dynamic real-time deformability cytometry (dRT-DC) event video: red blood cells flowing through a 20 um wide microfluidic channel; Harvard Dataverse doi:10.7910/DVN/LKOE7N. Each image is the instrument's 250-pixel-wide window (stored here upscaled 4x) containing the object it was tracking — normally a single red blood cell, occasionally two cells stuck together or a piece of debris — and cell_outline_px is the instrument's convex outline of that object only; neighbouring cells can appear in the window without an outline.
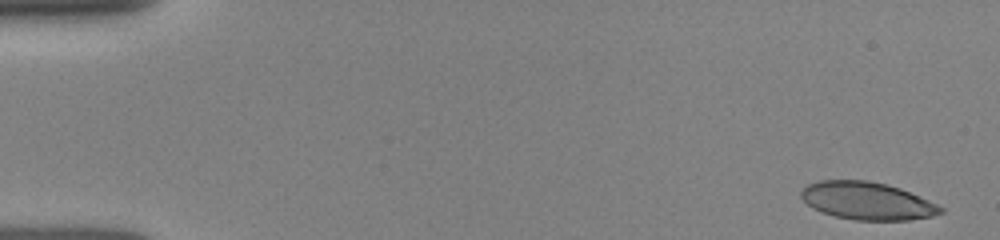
{"species": "human", "species_latin": "Homo sapiens", "temperature_condition": "room temperature", "stored_images_in_passage": 16, "camera_frame_rate_fps": 3000, "um_per_image_px": 0.085, "donor": {"sex": "female"}, "frame": {"image": 1, "passage_image": 1, "time_ms": 0.0, "image_size_px": [1000, 240], "cell_outline_px": [[944, 212], [932, 216], [908, 220], [856, 220], [836, 216], [820, 212], [812, 208], [800, 196], [800, 192], [808, 184], [820, 180], [868, 180], [888, 184], [900, 188], [928, 200], [944, 208]], "centroid_in_image_um": [73.7, 17.07], "position_along_channel_um": 11.3, "area_um2": 30.58}}
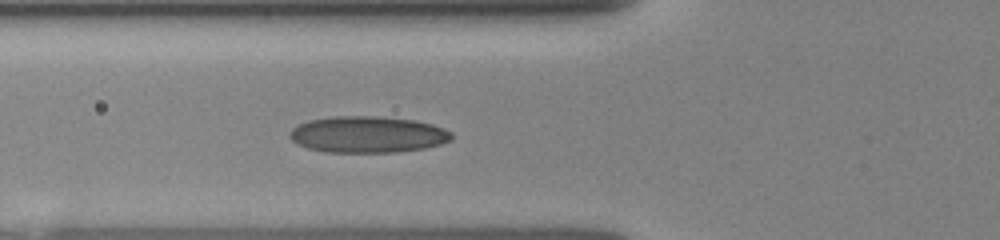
{"frame": {"image": 2, "passage_image": 12, "time_ms": 5.333, "image_size_px": [1000, 240], "cell_outline_px": [[452, 140], [440, 144], [424, 148], [396, 152], [324, 152], [308, 148], [296, 144], [288, 136], [288, 132], [292, 128], [308, 120], [332, 116], [376, 116], [416, 120], [432, 124], [444, 128], [452, 132]], "centroid_in_image_um": [31.24, 11.43], "position_along_channel_um": 94.6, "area_um2": 34.62}}
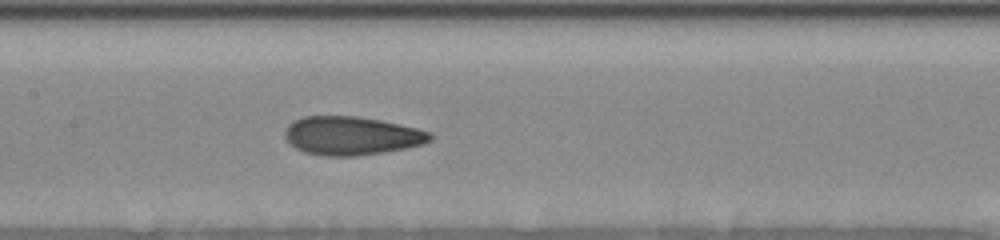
{"frame": {"image": 3, "passage_image": 16, "time_ms": 7.333, "image_size_px": [1000, 240], "cell_outline_px": [[432, 140], [424, 144], [384, 152], [356, 156], [324, 156], [304, 152], [296, 148], [284, 136], [284, 132], [288, 124], [292, 120], [304, 116], [356, 116], [380, 120], [400, 124], [416, 128], [428, 132], [432, 136]], "centroid_in_image_um": [29.86, 11.53], "position_along_channel_um": 177.5, "area_um2": 32.6}}